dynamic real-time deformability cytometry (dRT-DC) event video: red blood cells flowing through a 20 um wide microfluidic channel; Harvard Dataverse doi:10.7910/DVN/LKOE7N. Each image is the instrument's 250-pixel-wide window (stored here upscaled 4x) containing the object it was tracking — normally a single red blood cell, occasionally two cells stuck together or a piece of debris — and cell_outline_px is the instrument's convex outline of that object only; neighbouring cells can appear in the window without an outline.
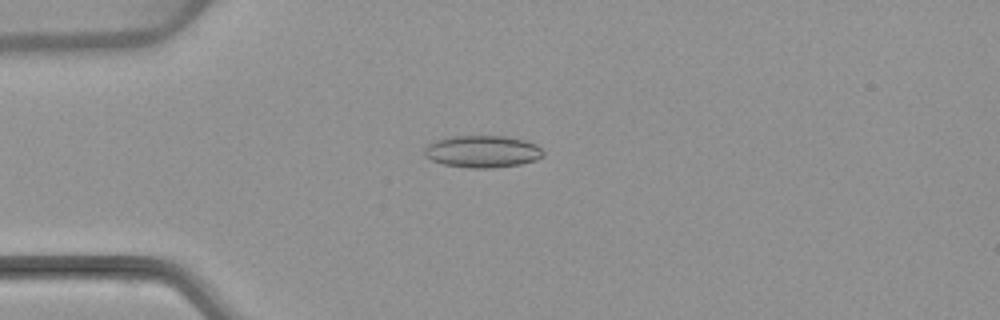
{"species": "common noctule bat (a hibernating species)", "species_latin": "Nyctalus noctula", "temperature_condition": "warm", "stored_images_in_passage": 5, "camera_frame_rate_fps": 3000, "um_per_image_px": 0.085, "animal": {"sex": "female", "body_mass_g": 22.7, "forearm_length_mm": 54.2}, "frame": {"image": 1, "passage_image": 4, "time_ms": 4.333, "image_size_px": [1000, 320], "cell_outline_px": [[544, 156], [536, 160], [520, 164], [492, 168], [468, 168], [444, 164], [432, 160], [424, 156], [424, 148], [428, 144], [436, 140], [452, 136], [504, 136], [528, 140], [536, 144], [544, 152]], "centroid_in_image_um": [41.03, 12.87], "position_along_channel_um": 44.0, "area_um2": 22.37}}